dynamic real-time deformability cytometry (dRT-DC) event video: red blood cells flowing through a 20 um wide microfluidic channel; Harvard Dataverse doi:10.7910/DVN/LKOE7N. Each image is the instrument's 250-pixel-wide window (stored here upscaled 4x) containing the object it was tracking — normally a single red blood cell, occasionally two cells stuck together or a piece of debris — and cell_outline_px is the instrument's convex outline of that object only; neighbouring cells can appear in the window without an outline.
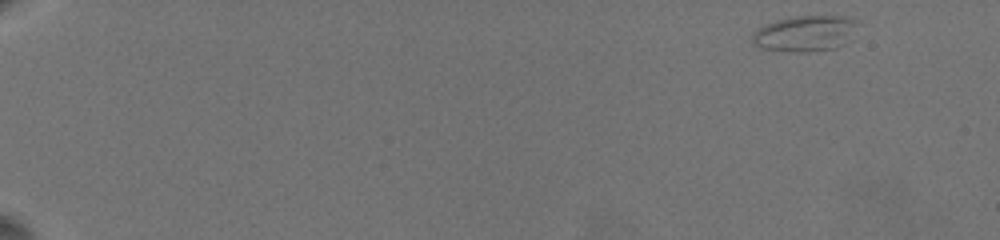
{"species": "common noctule bat (a hibernating species)", "species_latin": "Nyctalus noctula", "temperature_condition": "warm", "stored_images_in_passage": 31, "camera_frame_rate_fps": 3000, "um_per_image_px": 0.085, "animal": {"sex": "female", "body_mass_g": 19.5, "forearm_length_mm": 54.1}, "frame": {"image": 1, "passage_image": 1, "time_ms": 0.0, "image_size_px": [1000, 240], "cell_outline_px": [[856, 24], [852, 40], [836, 48], [808, 52], [792, 52], [760, 48], [752, 44], [752, 32], [756, 28], [776, 20], [796, 16], [836, 16], [856, 20]], "centroid_in_image_um": [68.4, 2.86], "position_along_channel_um": 16.6, "area_um2": 22.2}}
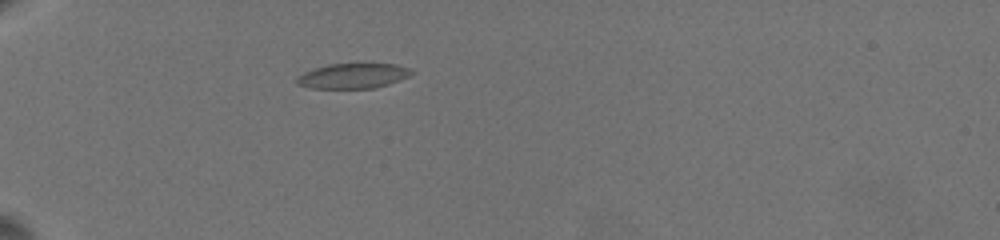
{"frame": {"image": 2, "passage_image": 30, "time_ms": 5.667, "image_size_px": [1000, 240], "cell_outline_px": [[412, 72], [408, 76], [388, 84], [376, 88], [308, 88], [296, 84], [296, 76], [304, 72], [328, 64], [396, 64], [408, 68]], "centroid_in_image_um": [29.94, 6.46], "position_along_channel_um": 55.1, "area_um2": 16.59}}